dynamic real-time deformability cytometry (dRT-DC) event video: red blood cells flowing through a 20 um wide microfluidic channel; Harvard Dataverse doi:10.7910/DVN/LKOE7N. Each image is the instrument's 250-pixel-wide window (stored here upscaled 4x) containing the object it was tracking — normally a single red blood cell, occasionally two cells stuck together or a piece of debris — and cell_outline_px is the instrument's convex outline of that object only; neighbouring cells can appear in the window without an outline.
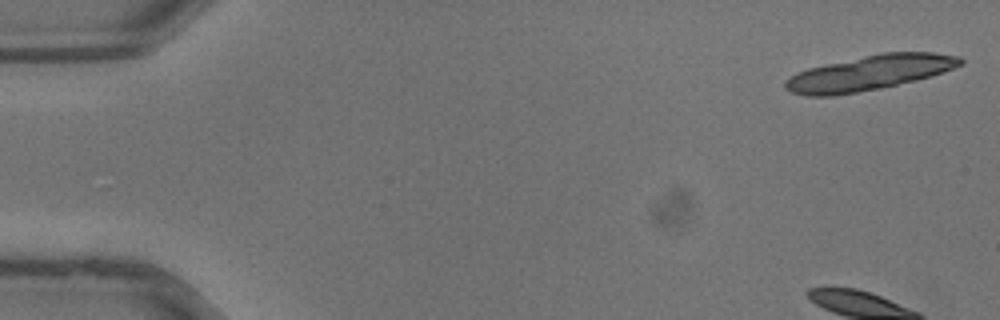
{"species": "common noctule bat (a hibernating species)", "species_latin": "Nyctalus noctula", "temperature_condition": "warm", "stored_images_in_passage": 27, "camera_frame_rate_fps": 3000, "um_per_image_px": 0.085, "animal": {"sex": "male", "body_mass_g": 13.3}, "frame": {"image": 1, "passage_image": 1, "time_ms": 0.0, "image_size_px": [1000, 320], "cell_outline_px": [[964, 64], [932, 76], [916, 80], [880, 88], [832, 96], [804, 96], [792, 92], [784, 88], [784, 80], [796, 72], [808, 68], [880, 52], [932, 52], [960, 56], [964, 60]], "centroid_in_image_um": [73.9, 6.19], "position_along_channel_um": 11.1, "area_um2": 35.72}}